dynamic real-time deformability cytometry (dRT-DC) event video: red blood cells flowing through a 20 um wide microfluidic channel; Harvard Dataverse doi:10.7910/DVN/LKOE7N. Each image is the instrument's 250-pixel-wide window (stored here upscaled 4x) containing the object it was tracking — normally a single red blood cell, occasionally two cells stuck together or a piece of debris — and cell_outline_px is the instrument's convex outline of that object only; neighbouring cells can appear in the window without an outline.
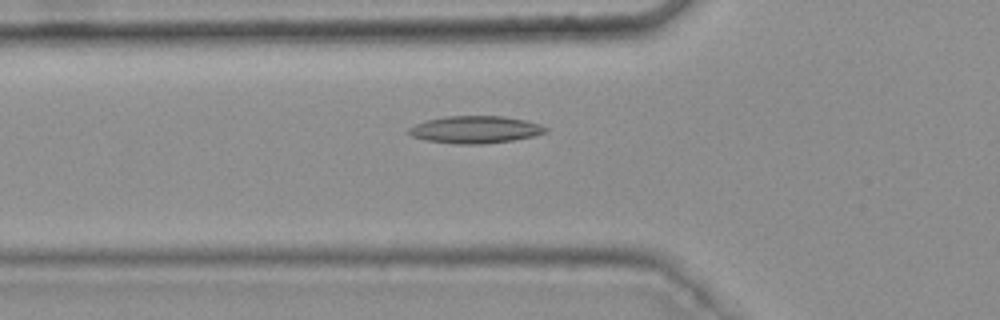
{"species": "common noctule bat (a hibernating species)", "species_latin": "Nyctalus noctula", "temperature_condition": "warm", "stored_images_in_passage": 36, "camera_frame_rate_fps": 3000, "um_per_image_px": 0.085, "animal": {"sex": "female", "body_mass_g": 25.1}, "frame": {"image": 1, "passage_image": 5, "time_ms": 1.333, "image_size_px": [1000, 320], "cell_outline_px": [[548, 132], [532, 136], [512, 140], [484, 144], [456, 144], [424, 140], [412, 136], [408, 132], [408, 128], [416, 124], [428, 120], [444, 116], [504, 116], [524, 120], [540, 124], [548, 128]], "centroid_in_image_um": [40.4, 11.02], "position_along_channel_um": 85.4, "area_um2": 21.73}}
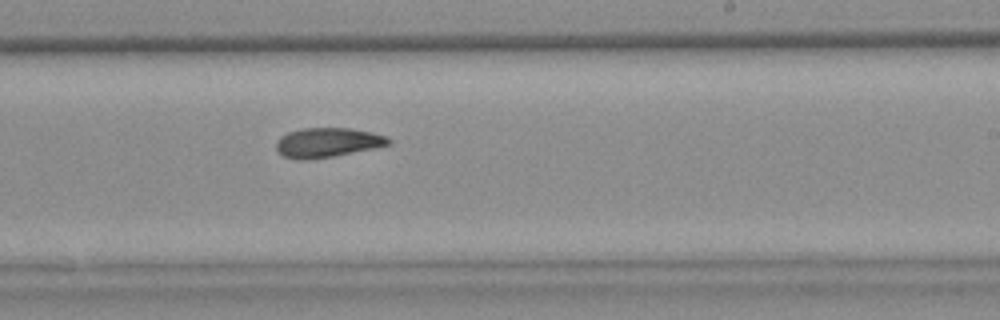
{"frame": {"image": 2, "passage_image": 19, "time_ms": 6.0, "image_size_px": [1000, 320], "cell_outline_px": [[392, 144], [332, 156], [308, 160], [300, 160], [284, 156], [276, 152], [276, 140], [280, 136], [288, 132], [304, 128], [352, 128], [372, 132], [388, 136], [392, 140]], "centroid_in_image_um": [27.82, 12.11], "position_along_channel_um": 261.2, "area_um2": 19.42}}
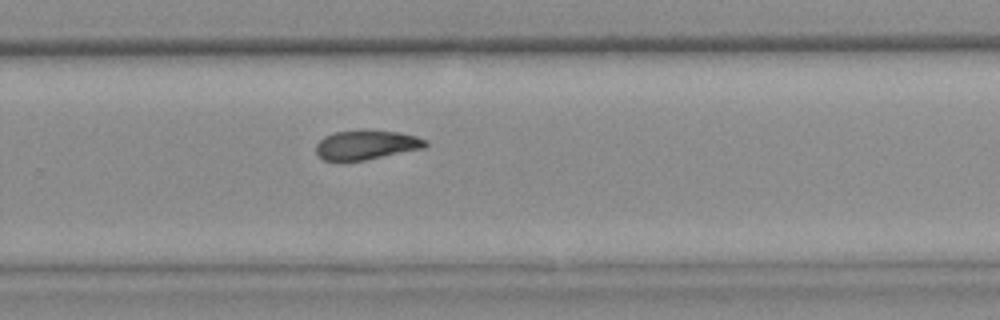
{"frame": {"image": 3, "passage_image": 22, "time_ms": 7.0, "image_size_px": [1000, 320], "cell_outline_px": [[428, 144], [424, 148], [364, 160], [340, 164], [324, 160], [316, 152], [316, 144], [324, 136], [332, 132], [364, 128], [400, 132], [416, 136], [428, 140]], "centroid_in_image_um": [31.09, 12.31], "position_along_channel_um": 298.7, "area_um2": 19.65}, "authors_computed_cell_mechanics": {"area_um2": 19.4497, "velocity_mm_per_s": 3.7614, "shape_relaxation_time_tau1_ms": null, "shape_relaxation_time_tau2_ms": 7.8924, "deformation_change_tau1": null, "deformation_change_tau2": 0.1565}}